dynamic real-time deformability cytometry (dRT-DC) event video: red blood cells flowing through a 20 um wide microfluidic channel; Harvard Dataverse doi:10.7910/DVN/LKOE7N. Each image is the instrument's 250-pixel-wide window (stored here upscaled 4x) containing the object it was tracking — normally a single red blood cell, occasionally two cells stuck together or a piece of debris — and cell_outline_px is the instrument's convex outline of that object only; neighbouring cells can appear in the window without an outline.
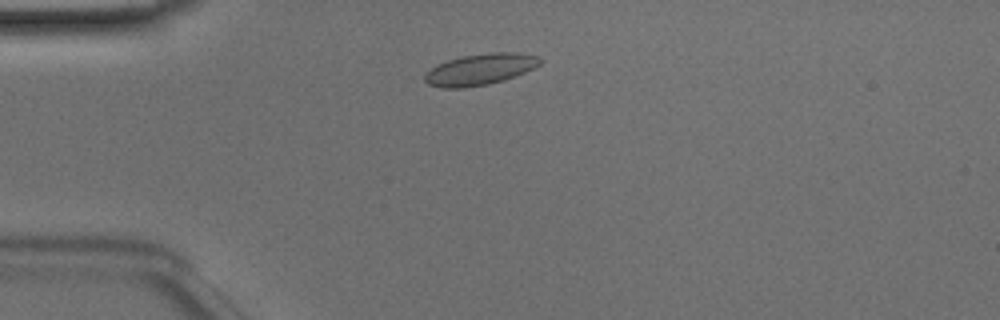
{"species": "Egyptian fruit bat (a non-hibernating species)", "species_latin": "Rousettus aegyptiacus", "temperature_condition": "room temperature", "stored_images_in_passage": 43, "camera_frame_rate_fps": 3000, "um_per_image_px": 0.085, "animal": {"sex": "male"}, "frame": {"image": 1, "passage_image": 6, "time_ms": 1.667, "image_size_px": [1000, 320], "cell_outline_px": [[544, 60], [540, 64], [524, 72], [504, 80], [488, 84], [464, 88], [440, 88], [428, 84], [424, 80], [424, 76], [436, 64], [448, 60], [464, 56], [488, 52], [520, 52], [540, 56]], "centroid_in_image_um": [40.83, 5.89], "position_along_channel_um": 44.2, "area_um2": 21.1}}
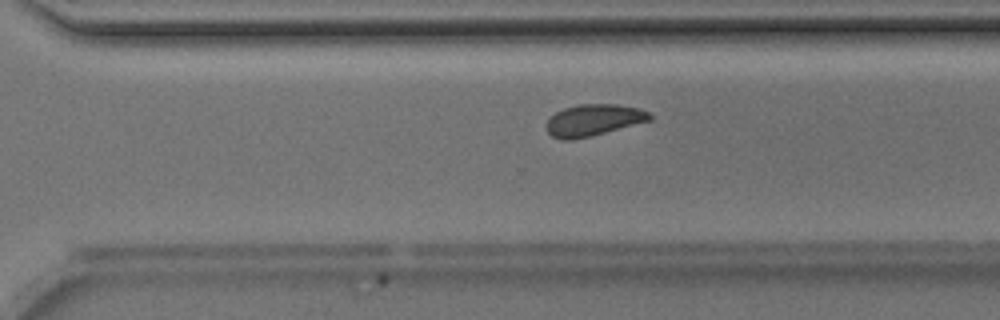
{"frame": {"image": 2, "passage_image": 28, "time_ms": 9.0, "image_size_px": [1000, 320], "cell_outline_px": [[652, 120], [592, 136], [572, 140], [560, 140], [552, 136], [548, 132], [548, 120], [556, 112], [564, 108], [580, 104], [620, 104], [640, 108], [648, 112], [652, 116]], "centroid_in_image_um": [50.48, 10.21], "position_along_channel_um": 320.1, "area_um2": 19.07}}
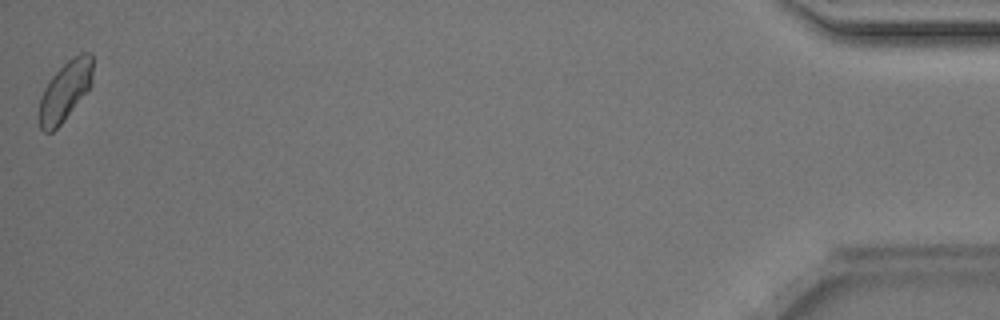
{"frame": {"image": 3, "passage_image": 43, "time_ms": 14.0, "image_size_px": [1000, 320], "cell_outline_px": [[92, 80], [88, 88], [64, 120], [52, 132], [44, 132], [40, 128], [36, 116], [40, 96], [44, 88], [52, 76], [68, 60], [80, 52], [92, 52]], "centroid_in_image_um": [5.47, 7.75], "position_along_channel_um": 429.7, "area_um2": 18.61}, "authors_computed_cell_mechanics": {"area_um2": 19.1318, "velocity_mm_per_s": 4.0617, "shape_relaxation_time_tau1_ms": 8.7793, "shape_relaxation_time_tau2_ms": 2.425, "deformation_change_tau1": 0.0881, "deformation_change_tau2": 0.0634}}